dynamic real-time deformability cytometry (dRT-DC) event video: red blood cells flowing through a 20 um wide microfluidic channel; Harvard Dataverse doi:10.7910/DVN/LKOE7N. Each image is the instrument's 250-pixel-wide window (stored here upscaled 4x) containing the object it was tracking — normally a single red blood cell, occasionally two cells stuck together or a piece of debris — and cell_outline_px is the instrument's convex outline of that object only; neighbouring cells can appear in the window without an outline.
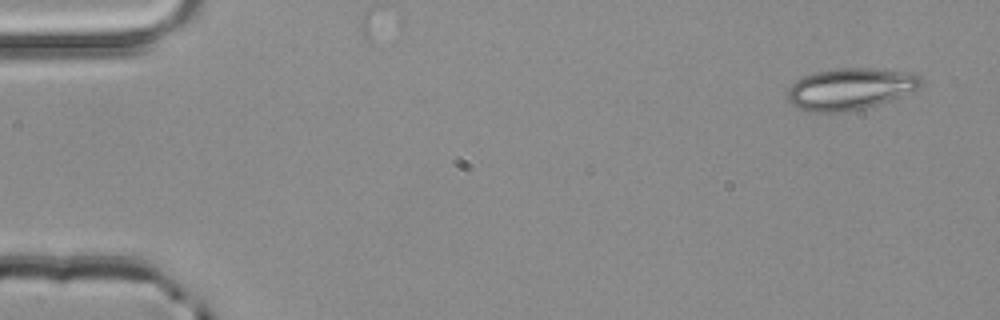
{"species": "common noctule bat (a hibernating species)", "species_latin": "Nyctalus noctula", "temperature_condition": "room temperature", "stored_images_in_passage": 3, "camera_frame_rate_fps": 3000, "um_per_image_px": 0.085, "animal": {"sex": "male", "body_mass_g": 20.4}, "frame": {"image": 1, "passage_image": 1, "time_ms": 0.0, "image_size_px": [1000, 320], "cell_outline_px": [[924, 80], [920, 88], [888, 100], [852, 112], [812, 112], [800, 108], [792, 104], [788, 100], [788, 88], [796, 80], [804, 76], [816, 72], [832, 68], [868, 68], [900, 72], [920, 76]], "centroid_in_image_um": [72.23, 7.56], "position_along_channel_um": 12.8, "area_um2": 32.02}}